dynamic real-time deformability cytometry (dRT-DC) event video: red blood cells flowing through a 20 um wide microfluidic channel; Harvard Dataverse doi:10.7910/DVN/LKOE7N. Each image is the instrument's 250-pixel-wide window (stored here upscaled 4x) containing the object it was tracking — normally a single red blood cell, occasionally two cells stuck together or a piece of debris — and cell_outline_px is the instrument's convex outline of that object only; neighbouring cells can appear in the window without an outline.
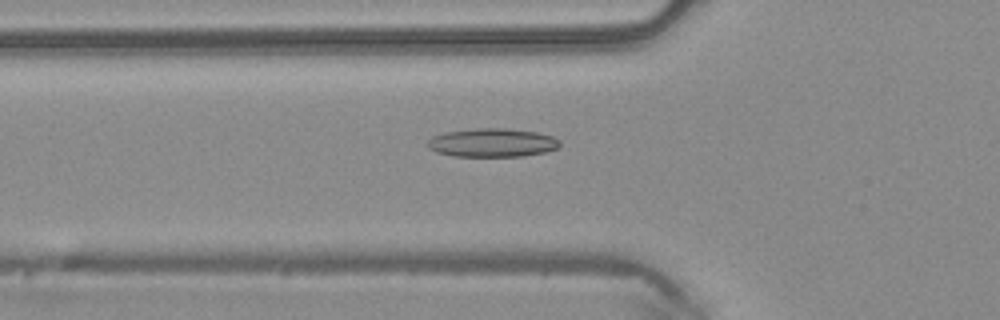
{"species": "common noctule bat (a hibernating species)", "species_latin": "Nyctalus noctula", "temperature_condition": "warm", "stored_images_in_passage": 33, "camera_frame_rate_fps": 3000, "um_per_image_px": 0.085, "animal": {"sex": "male", "body_mass_g": 20.4}, "frame": {"image": 1, "passage_image": 4, "time_ms": 1.0, "image_size_px": [1000, 320], "cell_outline_px": [[560, 144], [556, 148], [544, 152], [524, 156], [452, 156], [436, 152], [428, 148], [428, 140], [432, 136], [444, 132], [476, 128], [508, 128], [536, 132], [552, 136], [560, 140]], "centroid_in_image_um": [41.82, 12.12], "position_along_channel_um": 84.0, "area_um2": 22.08}}
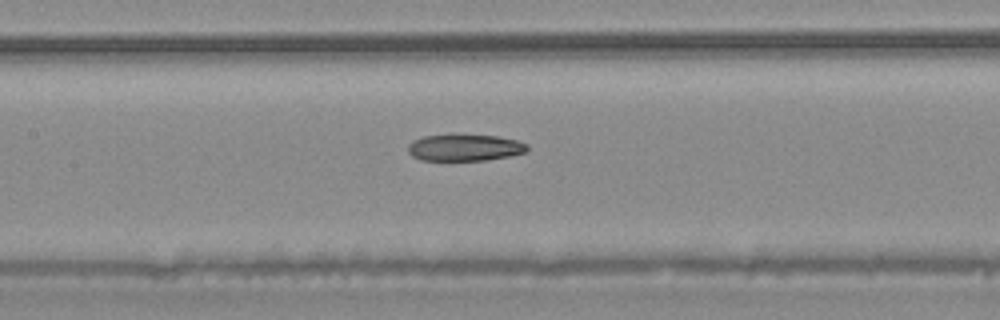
{"frame": {"image": 2, "passage_image": 10, "time_ms": 3.0, "image_size_px": [1000, 320], "cell_outline_px": [[528, 148], [524, 152], [508, 156], [484, 160], [420, 160], [412, 156], [408, 152], [408, 144], [412, 140], [424, 136], [496, 136], [516, 140], [528, 144]], "centroid_in_image_um": [39.47, 12.56], "position_along_channel_um": 167.9, "area_um2": 18.03}}
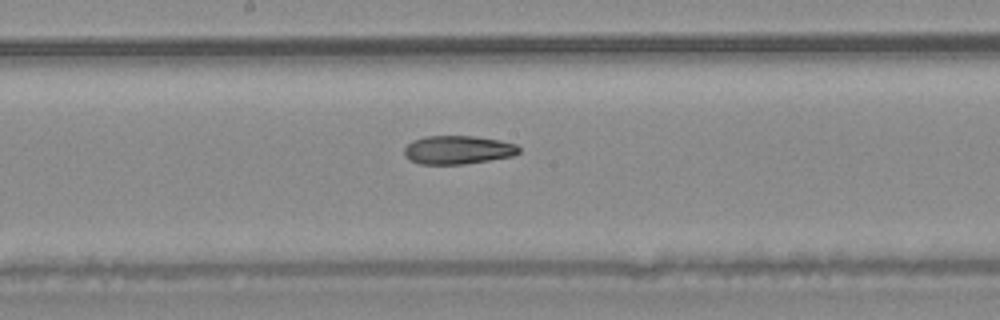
{"frame": {"image": 3, "passage_image": 13, "time_ms": 4.0, "image_size_px": [1000, 320], "cell_outline_px": [[520, 152], [512, 156], [464, 164], [420, 164], [408, 160], [404, 156], [404, 148], [412, 140], [424, 136], [476, 136], [500, 140], [516, 144], [520, 148]], "centroid_in_image_um": [38.89, 12.73], "position_along_channel_um": 209.3, "area_um2": 19.19}, "authors_computed_cell_mechanics": {"area_um2": 19.7676, "velocity_mm_per_s": 4.1514, "shape_relaxation_time_tau1_ms": null, "shape_relaxation_time_tau2_ms": 4.5205, "deformation_change_tau1": null, "deformation_change_tau2": 0.1282}}